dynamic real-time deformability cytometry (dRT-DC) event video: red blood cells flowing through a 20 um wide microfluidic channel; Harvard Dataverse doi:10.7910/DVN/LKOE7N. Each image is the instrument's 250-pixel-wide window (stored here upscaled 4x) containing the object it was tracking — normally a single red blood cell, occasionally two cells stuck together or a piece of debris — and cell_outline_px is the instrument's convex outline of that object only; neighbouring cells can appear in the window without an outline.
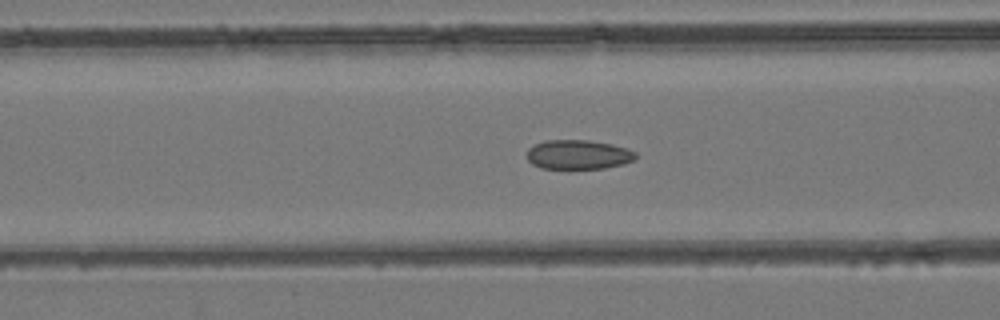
{"species": "common noctule bat (a hibernating species)", "species_latin": "Nyctalus noctula", "temperature_condition": "room temperature", "stored_images_in_passage": 51, "camera_frame_rate_fps": 3000, "um_per_image_px": 0.085, "animal": {"sex": "female", "body_mass_g": 24.6, "forearm_length_mm": 56.2}, "frame": {"image": 1, "passage_image": 21, "time_ms": 6.667, "image_size_px": [1000, 320], "cell_outline_px": [[636, 156], [632, 160], [624, 164], [604, 168], [540, 168], [532, 164], [528, 160], [528, 148], [544, 140], [588, 140], [612, 144], [628, 148], [636, 152]], "centroid_in_image_um": [49.16, 13.13], "position_along_channel_um": 117.4, "area_um2": 18.55}}
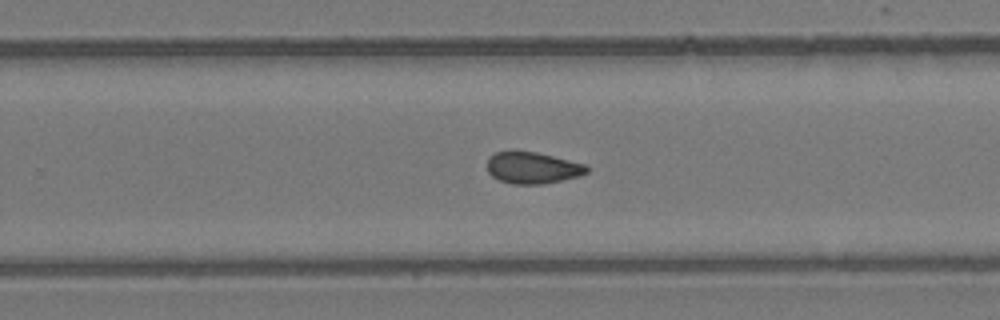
{"frame": {"image": 2, "passage_image": 33, "time_ms": 10.667, "image_size_px": [1000, 320], "cell_outline_px": [[588, 172], [580, 176], [544, 184], [512, 184], [500, 180], [492, 176], [488, 172], [488, 156], [496, 152], [512, 148], [536, 152], [588, 164]], "centroid_in_image_um": [45.26, 14.23], "position_along_channel_um": 284.5, "area_um2": 18.9}}
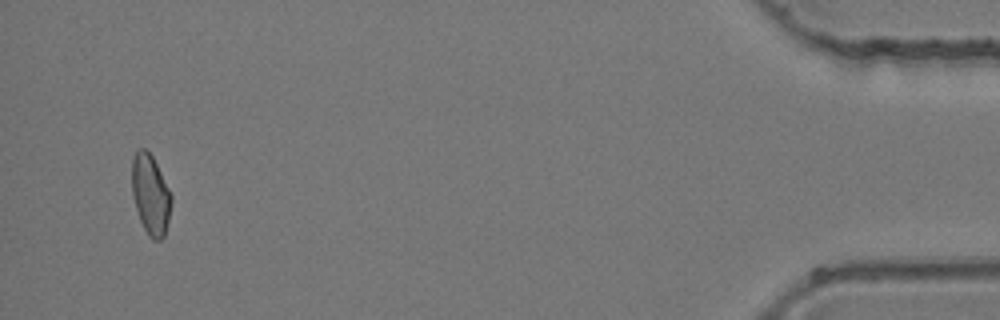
{"frame": {"image": 3, "passage_image": 49, "time_ms": 16.0, "image_size_px": [1000, 320], "cell_outline_px": [[172, 204], [164, 236], [160, 240], [152, 240], [148, 236], [140, 220], [132, 196], [132, 156], [136, 148], [144, 148], [152, 156], [172, 196]], "centroid_in_image_um": [12.78, 16.53], "position_along_channel_um": 422.4, "area_um2": 18.38}}